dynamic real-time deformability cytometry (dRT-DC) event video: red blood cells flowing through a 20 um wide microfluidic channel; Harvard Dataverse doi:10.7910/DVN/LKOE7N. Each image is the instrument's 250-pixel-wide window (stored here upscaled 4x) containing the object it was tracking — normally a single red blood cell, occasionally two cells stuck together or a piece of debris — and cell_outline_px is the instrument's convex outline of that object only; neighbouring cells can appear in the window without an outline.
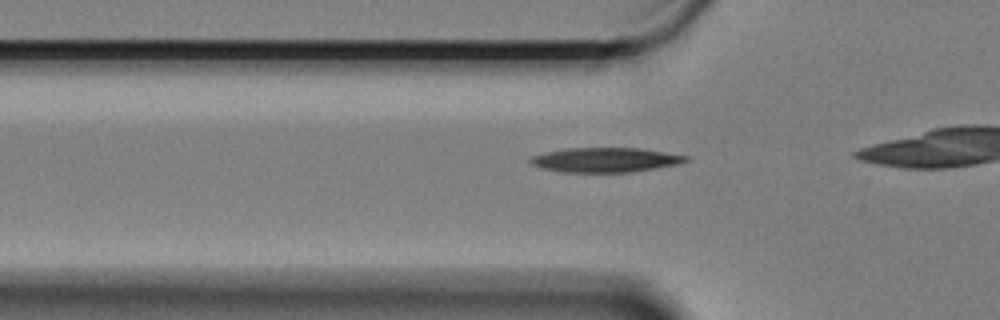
{"species": "Egyptian fruit bat (a non-hibernating species)", "species_latin": "Rousettus aegyptiacus", "temperature_condition": "cold", "stored_images_in_passage": 31, "camera_frame_rate_fps": 3000, "um_per_image_px": 0.085, "animal": {"sex": "female"}, "frame": {"image": 1, "passage_image": 2, "time_ms": 0.333, "image_size_px": [1000, 320], "cell_outline_px": [[688, 160], [680, 164], [632, 172], [568, 172], [544, 168], [532, 164], [528, 160], [532, 156], [544, 152], [568, 148], [636, 148], [688, 156]], "centroid_in_image_um": [51.45, 13.59], "position_along_channel_um": 74.3, "area_um2": 21.96}}
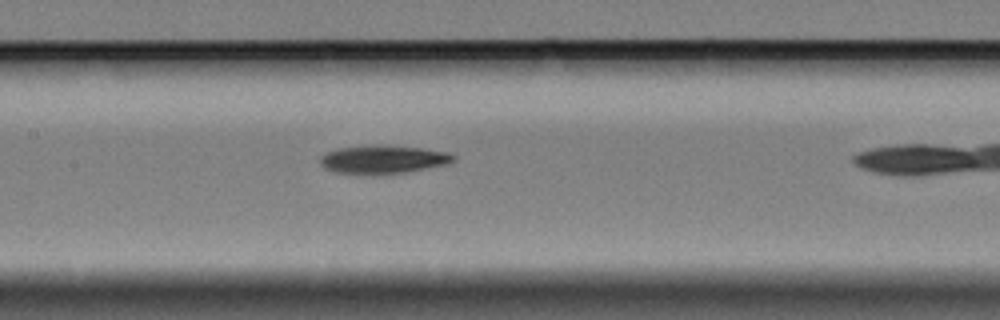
{"frame": {"image": 2, "passage_image": 11, "time_ms": 3.333, "image_size_px": [1000, 320], "cell_outline_px": [[456, 160], [444, 164], [404, 172], [336, 172], [324, 168], [320, 164], [320, 156], [328, 152], [340, 148], [420, 148], [448, 152], [456, 156]], "centroid_in_image_um": [32.59, 13.57], "position_along_channel_um": 174.8, "area_um2": 19.94}}
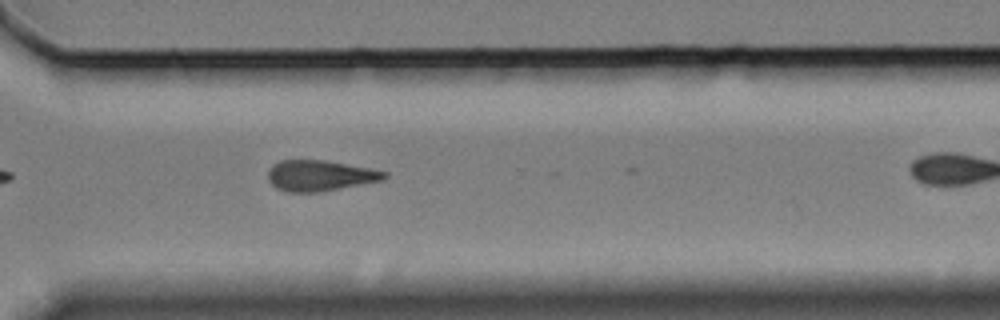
{"frame": {"image": 3, "passage_image": 27, "time_ms": 8.667, "image_size_px": [1000, 320], "cell_outline_px": [[388, 176], [380, 180], [320, 192], [288, 192], [276, 188], [268, 180], [268, 172], [272, 164], [280, 160], [324, 160], [372, 168], [388, 172]], "centroid_in_image_um": [27.17, 14.92], "position_along_channel_um": 343.4, "area_um2": 20.81}}